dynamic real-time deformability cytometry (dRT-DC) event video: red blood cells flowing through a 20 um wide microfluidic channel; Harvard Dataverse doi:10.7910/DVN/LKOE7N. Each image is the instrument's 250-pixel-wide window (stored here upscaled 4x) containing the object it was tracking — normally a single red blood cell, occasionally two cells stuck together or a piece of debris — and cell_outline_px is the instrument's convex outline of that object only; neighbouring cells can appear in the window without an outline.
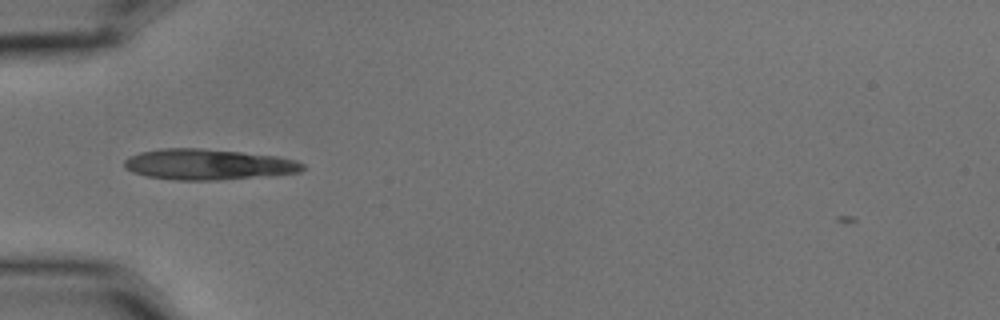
{"species": "common noctule bat (a hibernating species)", "species_latin": "Nyctalus noctula", "temperature_condition": "cold", "stored_images_in_passage": 7, "camera_frame_rate_fps": 3000, "um_per_image_px": 0.085, "animal": {"sex": "male", "body_mass_g": 15.6}, "frame": {"image": 1, "passage_image": 3, "time_ms": 0.667, "image_size_px": [1000, 320], "cell_outline_px": [[304, 168], [300, 172], [220, 180], [176, 180], [148, 176], [132, 172], [124, 168], [124, 160], [128, 156], [140, 152], [160, 148], [200, 148], [240, 152], [276, 156], [296, 160], [304, 164]], "centroid_in_image_um": [17.64, 13.97], "position_along_channel_um": 67.4, "area_um2": 31.85}}